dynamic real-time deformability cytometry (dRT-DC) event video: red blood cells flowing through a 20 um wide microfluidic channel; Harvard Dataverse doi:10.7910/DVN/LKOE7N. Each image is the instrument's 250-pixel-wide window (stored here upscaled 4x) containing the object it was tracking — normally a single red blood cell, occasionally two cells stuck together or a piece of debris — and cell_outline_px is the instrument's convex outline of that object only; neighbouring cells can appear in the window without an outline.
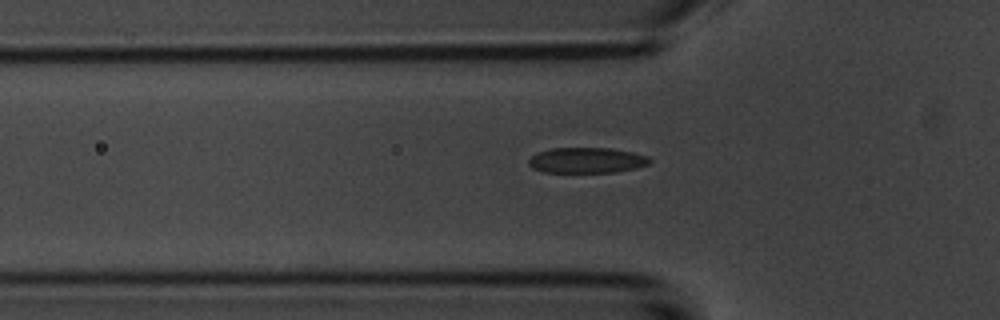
{"species": "common noctule bat (a hibernating species)", "species_latin": "Nyctalus noctula", "temperature_condition": "room temperature", "stored_images_in_passage": 41, "camera_frame_rate_fps": 3000, "um_per_image_px": 0.085, "animal": {"sex": "male", "body_mass_g": 20.1, "forearm_length_mm": 53.5}, "frame": {"image": 1, "passage_image": 6, "time_ms": 1.667, "image_size_px": [1000, 320], "cell_outline_px": [[652, 160], [648, 164], [636, 168], [616, 172], [544, 172], [532, 168], [528, 164], [528, 160], [536, 152], [552, 148], [608, 148], [632, 152], [648, 156]], "centroid_in_image_um": [49.86, 13.62], "position_along_channel_um": 75.9, "area_um2": 18.03}}
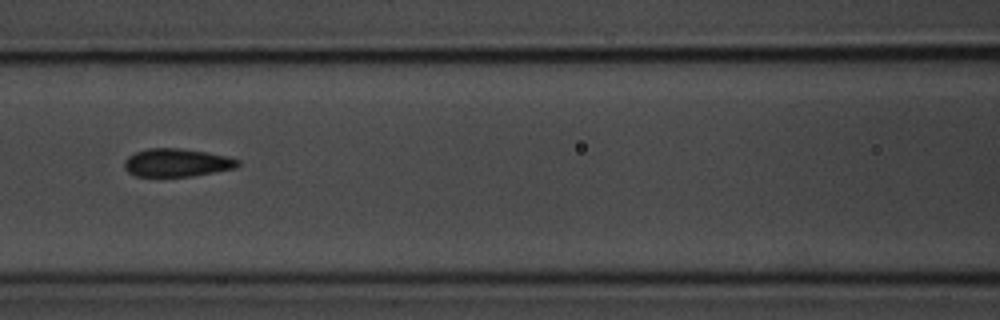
{"frame": {"image": 2, "passage_image": 12, "time_ms": 3.667, "image_size_px": [1000, 320], "cell_outline_px": [[240, 164], [236, 168], [192, 176], [136, 176], [128, 172], [124, 168], [124, 160], [128, 156], [136, 152], [148, 148], [176, 148], [204, 152], [228, 156], [240, 160]], "centroid_in_image_um": [15.02, 13.83], "position_along_channel_um": 151.6, "area_um2": 18.5}}
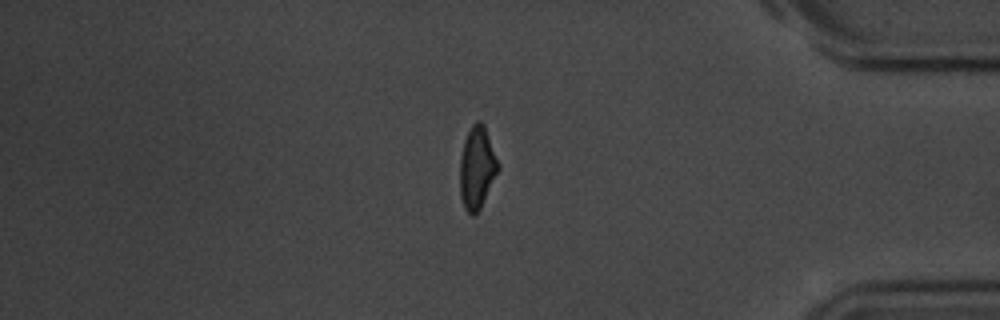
{"frame": {"image": 3, "passage_image": 34, "time_ms": 11.0, "image_size_px": [1000, 320], "cell_outline_px": [[500, 168], [480, 208], [472, 216], [464, 208], [460, 196], [460, 160], [464, 140], [472, 124], [476, 120], [480, 120], [484, 124], [500, 164]], "centroid_in_image_um": [40.55, 14.23], "position_along_channel_um": 394.6, "area_um2": 18.38}, "authors_computed_cell_mechanics": {"area_um2": 18.785, "velocity_mm_per_s": 3.7202, "shape_relaxation_time_tau1_ms": 4.5856, "shape_relaxation_time_tau2_ms": 1.2, "deformation_change_tau1": 0.1532, "deformation_change_tau2": 0.0812}}